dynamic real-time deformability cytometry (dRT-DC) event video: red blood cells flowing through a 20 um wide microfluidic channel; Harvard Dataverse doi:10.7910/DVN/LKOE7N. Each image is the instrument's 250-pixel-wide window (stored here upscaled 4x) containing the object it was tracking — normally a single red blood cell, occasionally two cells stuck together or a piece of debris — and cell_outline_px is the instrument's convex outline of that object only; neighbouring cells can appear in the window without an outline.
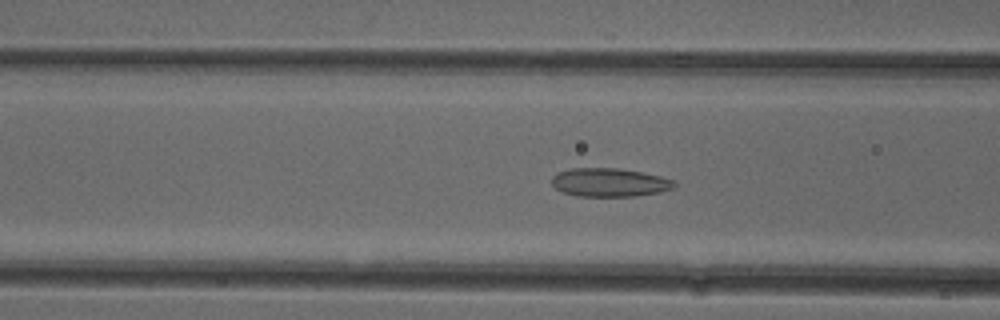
{"species": "common noctule bat (a hibernating species)", "species_latin": "Nyctalus noctula", "temperature_condition": "cold", "stored_images_in_passage": 36, "camera_frame_rate_fps": 3000, "um_per_image_px": 0.085, "animal": {"sex": "female"}, "frame": {"image": 1, "passage_image": 5, "time_ms": 1.333, "image_size_px": [1000, 320], "cell_outline_px": [[676, 188], [660, 192], [636, 196], [576, 196], [564, 192], [556, 188], [552, 184], [552, 176], [556, 172], [572, 168], [620, 168], [660, 176], [676, 180]], "centroid_in_image_um": [51.84, 15.5], "position_along_channel_um": 114.8, "area_um2": 20.52}}
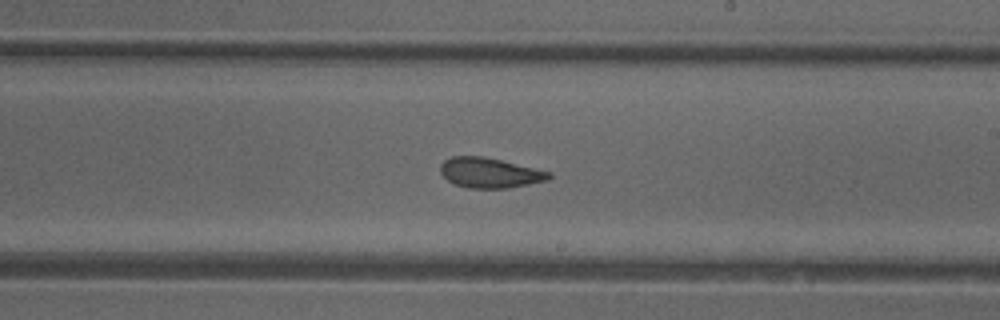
{"frame": {"image": 2, "passage_image": 15, "time_ms": 4.667, "image_size_px": [1000, 320], "cell_outline_px": [[552, 176], [548, 180], [508, 188], [468, 188], [456, 184], [448, 180], [440, 172], [440, 164], [444, 160], [452, 156], [484, 156], [552, 172]], "centroid_in_image_um": [41.63, 14.68], "position_along_channel_um": 247.4, "area_um2": 19.02}}
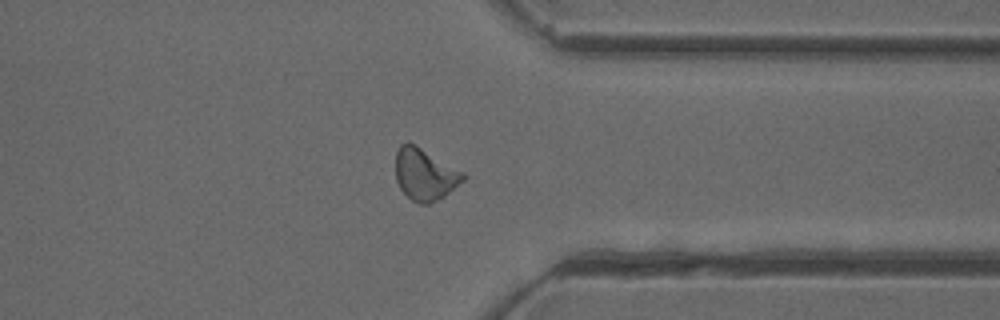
{"frame": {"image": 3, "passage_image": 25, "time_ms": 8.0, "image_size_px": [1000, 320], "cell_outline_px": [[468, 176], [464, 180], [444, 196], [428, 204], [420, 204], [412, 200], [400, 188], [396, 180], [396, 152], [400, 144], [408, 140], [416, 144], [464, 172]], "centroid_in_image_um": [36.11, 14.78], "position_along_channel_um": 375.3, "area_um2": 20.52}, "authors_computed_cell_mechanics": {"area_um2": 19.5942, "velocity_mm_per_s": 3.9775, "shape_relaxation_time_tau1_ms": 8.3434, "shape_relaxation_time_tau2_ms": 1.6312, "deformation_change_tau1": 0.1836, "deformation_change_tau2": 0.0829}}